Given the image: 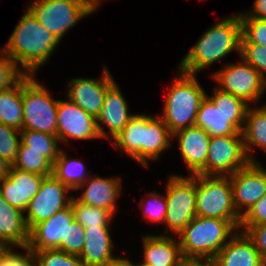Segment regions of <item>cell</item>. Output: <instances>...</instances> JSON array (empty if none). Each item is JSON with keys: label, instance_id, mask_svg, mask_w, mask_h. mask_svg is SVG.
Listing matches in <instances>:
<instances>
[{"label": "cell", "instance_id": "1", "mask_svg": "<svg viewBox=\"0 0 266 266\" xmlns=\"http://www.w3.org/2000/svg\"><path fill=\"white\" fill-rule=\"evenodd\" d=\"M60 39L44 28L27 9L5 43L3 50L20 63L25 75L34 76L36 70L51 57Z\"/></svg>", "mask_w": 266, "mask_h": 266}, {"label": "cell", "instance_id": "2", "mask_svg": "<svg viewBox=\"0 0 266 266\" xmlns=\"http://www.w3.org/2000/svg\"><path fill=\"white\" fill-rule=\"evenodd\" d=\"M242 23L239 14L226 17L209 28L180 62L181 72L197 75L233 50L240 54Z\"/></svg>", "mask_w": 266, "mask_h": 266}, {"label": "cell", "instance_id": "3", "mask_svg": "<svg viewBox=\"0 0 266 266\" xmlns=\"http://www.w3.org/2000/svg\"><path fill=\"white\" fill-rule=\"evenodd\" d=\"M241 220L194 217L179 233L184 259H213L239 231Z\"/></svg>", "mask_w": 266, "mask_h": 266}, {"label": "cell", "instance_id": "4", "mask_svg": "<svg viewBox=\"0 0 266 266\" xmlns=\"http://www.w3.org/2000/svg\"><path fill=\"white\" fill-rule=\"evenodd\" d=\"M206 94L196 75L178 71L165 98L163 115L159 116L172 135L195 125L200 104Z\"/></svg>", "mask_w": 266, "mask_h": 266}, {"label": "cell", "instance_id": "5", "mask_svg": "<svg viewBox=\"0 0 266 266\" xmlns=\"http://www.w3.org/2000/svg\"><path fill=\"white\" fill-rule=\"evenodd\" d=\"M101 0H34L28 10L36 20L60 40L78 21L91 15Z\"/></svg>", "mask_w": 266, "mask_h": 266}, {"label": "cell", "instance_id": "6", "mask_svg": "<svg viewBox=\"0 0 266 266\" xmlns=\"http://www.w3.org/2000/svg\"><path fill=\"white\" fill-rule=\"evenodd\" d=\"M59 100H54L47 88L34 76L22 77L23 130H35L57 135V109Z\"/></svg>", "mask_w": 266, "mask_h": 266}, {"label": "cell", "instance_id": "7", "mask_svg": "<svg viewBox=\"0 0 266 266\" xmlns=\"http://www.w3.org/2000/svg\"><path fill=\"white\" fill-rule=\"evenodd\" d=\"M196 216L241 220L234 207L228 176L196 175Z\"/></svg>", "mask_w": 266, "mask_h": 266}, {"label": "cell", "instance_id": "8", "mask_svg": "<svg viewBox=\"0 0 266 266\" xmlns=\"http://www.w3.org/2000/svg\"><path fill=\"white\" fill-rule=\"evenodd\" d=\"M168 179L164 223L177 236L196 217V175L174 174Z\"/></svg>", "mask_w": 266, "mask_h": 266}, {"label": "cell", "instance_id": "9", "mask_svg": "<svg viewBox=\"0 0 266 266\" xmlns=\"http://www.w3.org/2000/svg\"><path fill=\"white\" fill-rule=\"evenodd\" d=\"M248 159L242 135L211 137L203 176H229L245 167Z\"/></svg>", "mask_w": 266, "mask_h": 266}, {"label": "cell", "instance_id": "10", "mask_svg": "<svg viewBox=\"0 0 266 266\" xmlns=\"http://www.w3.org/2000/svg\"><path fill=\"white\" fill-rule=\"evenodd\" d=\"M241 59L242 62L228 63L211 76L219 83L216 87L221 91L240 97L248 104L258 102L265 94L266 82L253 66Z\"/></svg>", "mask_w": 266, "mask_h": 266}, {"label": "cell", "instance_id": "11", "mask_svg": "<svg viewBox=\"0 0 266 266\" xmlns=\"http://www.w3.org/2000/svg\"><path fill=\"white\" fill-rule=\"evenodd\" d=\"M71 190L54 175L45 176L38 193L30 200L27 206V215L24 216L29 231L38 223L47 220L57 212L71 204L73 196H67Z\"/></svg>", "mask_w": 266, "mask_h": 266}, {"label": "cell", "instance_id": "12", "mask_svg": "<svg viewBox=\"0 0 266 266\" xmlns=\"http://www.w3.org/2000/svg\"><path fill=\"white\" fill-rule=\"evenodd\" d=\"M228 177L234 207L242 217L266 193V169L258 161H250Z\"/></svg>", "mask_w": 266, "mask_h": 266}, {"label": "cell", "instance_id": "13", "mask_svg": "<svg viewBox=\"0 0 266 266\" xmlns=\"http://www.w3.org/2000/svg\"><path fill=\"white\" fill-rule=\"evenodd\" d=\"M57 135L59 142L64 143H69L68 137L76 140L100 138L96 118L84 112L68 98L58 102Z\"/></svg>", "mask_w": 266, "mask_h": 266}, {"label": "cell", "instance_id": "14", "mask_svg": "<svg viewBox=\"0 0 266 266\" xmlns=\"http://www.w3.org/2000/svg\"><path fill=\"white\" fill-rule=\"evenodd\" d=\"M103 70L100 79L78 77L67 82V98L95 118L101 112L106 90L115 82L106 66Z\"/></svg>", "mask_w": 266, "mask_h": 266}, {"label": "cell", "instance_id": "15", "mask_svg": "<svg viewBox=\"0 0 266 266\" xmlns=\"http://www.w3.org/2000/svg\"><path fill=\"white\" fill-rule=\"evenodd\" d=\"M74 220L71 205L57 212L45 221L36 224L29 231L28 247L32 251L58 249L66 243L67 226Z\"/></svg>", "mask_w": 266, "mask_h": 266}, {"label": "cell", "instance_id": "16", "mask_svg": "<svg viewBox=\"0 0 266 266\" xmlns=\"http://www.w3.org/2000/svg\"><path fill=\"white\" fill-rule=\"evenodd\" d=\"M246 113H224L207 97L202 100L195 125L204 129L210 137L242 135Z\"/></svg>", "mask_w": 266, "mask_h": 266}, {"label": "cell", "instance_id": "17", "mask_svg": "<svg viewBox=\"0 0 266 266\" xmlns=\"http://www.w3.org/2000/svg\"><path fill=\"white\" fill-rule=\"evenodd\" d=\"M44 177L11 166L8 175L0 181V193L9 205L24 212L30 200L38 193Z\"/></svg>", "mask_w": 266, "mask_h": 266}, {"label": "cell", "instance_id": "18", "mask_svg": "<svg viewBox=\"0 0 266 266\" xmlns=\"http://www.w3.org/2000/svg\"><path fill=\"white\" fill-rule=\"evenodd\" d=\"M133 116L134 114H129L127 101L116 82H114L106 90L104 104L96 118L100 138L107 137L106 139H109L108 133L104 131L100 124L101 122L108 126L110 138L114 140Z\"/></svg>", "mask_w": 266, "mask_h": 266}, {"label": "cell", "instance_id": "19", "mask_svg": "<svg viewBox=\"0 0 266 266\" xmlns=\"http://www.w3.org/2000/svg\"><path fill=\"white\" fill-rule=\"evenodd\" d=\"M176 137L190 176L199 174L206 166L210 135L194 125L172 135L173 139Z\"/></svg>", "mask_w": 266, "mask_h": 266}, {"label": "cell", "instance_id": "20", "mask_svg": "<svg viewBox=\"0 0 266 266\" xmlns=\"http://www.w3.org/2000/svg\"><path fill=\"white\" fill-rule=\"evenodd\" d=\"M90 178L75 190H84L76 199L83 204L106 209L114 216L118 211L116 201L122 190L121 178H102L94 175Z\"/></svg>", "mask_w": 266, "mask_h": 266}, {"label": "cell", "instance_id": "21", "mask_svg": "<svg viewBox=\"0 0 266 266\" xmlns=\"http://www.w3.org/2000/svg\"><path fill=\"white\" fill-rule=\"evenodd\" d=\"M239 231L213 258L216 266H266L252 239Z\"/></svg>", "mask_w": 266, "mask_h": 266}, {"label": "cell", "instance_id": "22", "mask_svg": "<svg viewBox=\"0 0 266 266\" xmlns=\"http://www.w3.org/2000/svg\"><path fill=\"white\" fill-rule=\"evenodd\" d=\"M164 235L143 236L144 261L153 266H181L183 256L179 240L177 242L169 234L168 229ZM171 236V237H170Z\"/></svg>", "mask_w": 266, "mask_h": 266}, {"label": "cell", "instance_id": "23", "mask_svg": "<svg viewBox=\"0 0 266 266\" xmlns=\"http://www.w3.org/2000/svg\"><path fill=\"white\" fill-rule=\"evenodd\" d=\"M79 258L84 266H100L117 259L112 254L113 241L108 227H87Z\"/></svg>", "mask_w": 266, "mask_h": 266}, {"label": "cell", "instance_id": "24", "mask_svg": "<svg viewBox=\"0 0 266 266\" xmlns=\"http://www.w3.org/2000/svg\"><path fill=\"white\" fill-rule=\"evenodd\" d=\"M0 241L7 247L28 245L29 229L27 228L24 212L9 205L0 193Z\"/></svg>", "mask_w": 266, "mask_h": 266}, {"label": "cell", "instance_id": "25", "mask_svg": "<svg viewBox=\"0 0 266 266\" xmlns=\"http://www.w3.org/2000/svg\"><path fill=\"white\" fill-rule=\"evenodd\" d=\"M171 137L172 134L159 116L152 117L144 113L142 166L148 167L149 160L158 159L172 145Z\"/></svg>", "mask_w": 266, "mask_h": 266}, {"label": "cell", "instance_id": "26", "mask_svg": "<svg viewBox=\"0 0 266 266\" xmlns=\"http://www.w3.org/2000/svg\"><path fill=\"white\" fill-rule=\"evenodd\" d=\"M241 133L248 159L256 161L251 152L254 146L266 152V105L260 108L249 106Z\"/></svg>", "mask_w": 266, "mask_h": 266}, {"label": "cell", "instance_id": "27", "mask_svg": "<svg viewBox=\"0 0 266 266\" xmlns=\"http://www.w3.org/2000/svg\"><path fill=\"white\" fill-rule=\"evenodd\" d=\"M144 114H134L123 130L112 140L116 149L126 152L138 164L142 165V136Z\"/></svg>", "mask_w": 266, "mask_h": 266}, {"label": "cell", "instance_id": "28", "mask_svg": "<svg viewBox=\"0 0 266 266\" xmlns=\"http://www.w3.org/2000/svg\"><path fill=\"white\" fill-rule=\"evenodd\" d=\"M22 78L12 87L0 92V123L23 130Z\"/></svg>", "mask_w": 266, "mask_h": 266}, {"label": "cell", "instance_id": "29", "mask_svg": "<svg viewBox=\"0 0 266 266\" xmlns=\"http://www.w3.org/2000/svg\"><path fill=\"white\" fill-rule=\"evenodd\" d=\"M18 151L44 152V156L54 164L61 149L58 145V135H52L35 130H21Z\"/></svg>", "mask_w": 266, "mask_h": 266}, {"label": "cell", "instance_id": "30", "mask_svg": "<svg viewBox=\"0 0 266 266\" xmlns=\"http://www.w3.org/2000/svg\"><path fill=\"white\" fill-rule=\"evenodd\" d=\"M66 154L61 149L53 164L52 175L73 191L82 185L90 176L86 173L85 166L81 161L73 158L68 159Z\"/></svg>", "mask_w": 266, "mask_h": 266}, {"label": "cell", "instance_id": "31", "mask_svg": "<svg viewBox=\"0 0 266 266\" xmlns=\"http://www.w3.org/2000/svg\"><path fill=\"white\" fill-rule=\"evenodd\" d=\"M71 208L74 219L84 228L87 227H109L114 217L108 210L92 207L79 202L76 197H72Z\"/></svg>", "mask_w": 266, "mask_h": 266}, {"label": "cell", "instance_id": "32", "mask_svg": "<svg viewBox=\"0 0 266 266\" xmlns=\"http://www.w3.org/2000/svg\"><path fill=\"white\" fill-rule=\"evenodd\" d=\"M12 167L41 176H49L53 171V164L44 156V152L35 151H18Z\"/></svg>", "mask_w": 266, "mask_h": 266}, {"label": "cell", "instance_id": "33", "mask_svg": "<svg viewBox=\"0 0 266 266\" xmlns=\"http://www.w3.org/2000/svg\"><path fill=\"white\" fill-rule=\"evenodd\" d=\"M34 266H84L77 255L59 249L32 251Z\"/></svg>", "mask_w": 266, "mask_h": 266}, {"label": "cell", "instance_id": "34", "mask_svg": "<svg viewBox=\"0 0 266 266\" xmlns=\"http://www.w3.org/2000/svg\"><path fill=\"white\" fill-rule=\"evenodd\" d=\"M18 136L21 137L19 130L0 123V156L11 165L17 158L18 147L21 142Z\"/></svg>", "mask_w": 266, "mask_h": 266}, {"label": "cell", "instance_id": "35", "mask_svg": "<svg viewBox=\"0 0 266 266\" xmlns=\"http://www.w3.org/2000/svg\"><path fill=\"white\" fill-rule=\"evenodd\" d=\"M242 23L241 43L266 47V19L240 18Z\"/></svg>", "mask_w": 266, "mask_h": 266}, {"label": "cell", "instance_id": "36", "mask_svg": "<svg viewBox=\"0 0 266 266\" xmlns=\"http://www.w3.org/2000/svg\"><path fill=\"white\" fill-rule=\"evenodd\" d=\"M214 95L206 96L214 103L217 109L224 113H246L250 104L244 99L214 88Z\"/></svg>", "mask_w": 266, "mask_h": 266}, {"label": "cell", "instance_id": "37", "mask_svg": "<svg viewBox=\"0 0 266 266\" xmlns=\"http://www.w3.org/2000/svg\"><path fill=\"white\" fill-rule=\"evenodd\" d=\"M25 74L16 62L0 49V92L14 86Z\"/></svg>", "mask_w": 266, "mask_h": 266}, {"label": "cell", "instance_id": "38", "mask_svg": "<svg viewBox=\"0 0 266 266\" xmlns=\"http://www.w3.org/2000/svg\"><path fill=\"white\" fill-rule=\"evenodd\" d=\"M145 201H140L139 205L144 212L145 217L148 222H162L164 223L166 211H167V202L165 195L157 194L156 191L149 193V198ZM145 202V203H144Z\"/></svg>", "mask_w": 266, "mask_h": 266}, {"label": "cell", "instance_id": "39", "mask_svg": "<svg viewBox=\"0 0 266 266\" xmlns=\"http://www.w3.org/2000/svg\"><path fill=\"white\" fill-rule=\"evenodd\" d=\"M240 55L260 73L266 82V47L252 43H241Z\"/></svg>", "mask_w": 266, "mask_h": 266}, {"label": "cell", "instance_id": "40", "mask_svg": "<svg viewBox=\"0 0 266 266\" xmlns=\"http://www.w3.org/2000/svg\"><path fill=\"white\" fill-rule=\"evenodd\" d=\"M85 243V230L75 219L67 226L66 243L58 248L68 254L80 256Z\"/></svg>", "mask_w": 266, "mask_h": 266}, {"label": "cell", "instance_id": "41", "mask_svg": "<svg viewBox=\"0 0 266 266\" xmlns=\"http://www.w3.org/2000/svg\"><path fill=\"white\" fill-rule=\"evenodd\" d=\"M25 254L8 247L0 257V266H34L33 252L28 246L22 247Z\"/></svg>", "mask_w": 266, "mask_h": 266}, {"label": "cell", "instance_id": "42", "mask_svg": "<svg viewBox=\"0 0 266 266\" xmlns=\"http://www.w3.org/2000/svg\"><path fill=\"white\" fill-rule=\"evenodd\" d=\"M266 223V193L241 217L239 226H257Z\"/></svg>", "mask_w": 266, "mask_h": 266}, {"label": "cell", "instance_id": "43", "mask_svg": "<svg viewBox=\"0 0 266 266\" xmlns=\"http://www.w3.org/2000/svg\"><path fill=\"white\" fill-rule=\"evenodd\" d=\"M239 230L246 232L252 239L262 259L266 262V223L257 226H239Z\"/></svg>", "mask_w": 266, "mask_h": 266}, {"label": "cell", "instance_id": "44", "mask_svg": "<svg viewBox=\"0 0 266 266\" xmlns=\"http://www.w3.org/2000/svg\"><path fill=\"white\" fill-rule=\"evenodd\" d=\"M253 11L239 13L240 18H259L266 19V0H255Z\"/></svg>", "mask_w": 266, "mask_h": 266}, {"label": "cell", "instance_id": "45", "mask_svg": "<svg viewBox=\"0 0 266 266\" xmlns=\"http://www.w3.org/2000/svg\"><path fill=\"white\" fill-rule=\"evenodd\" d=\"M181 266H216L213 259H183Z\"/></svg>", "mask_w": 266, "mask_h": 266}, {"label": "cell", "instance_id": "46", "mask_svg": "<svg viewBox=\"0 0 266 266\" xmlns=\"http://www.w3.org/2000/svg\"><path fill=\"white\" fill-rule=\"evenodd\" d=\"M11 166L8 161L0 156V181L8 175Z\"/></svg>", "mask_w": 266, "mask_h": 266}, {"label": "cell", "instance_id": "47", "mask_svg": "<svg viewBox=\"0 0 266 266\" xmlns=\"http://www.w3.org/2000/svg\"><path fill=\"white\" fill-rule=\"evenodd\" d=\"M100 266H134V263L127 258H118L112 262L100 265Z\"/></svg>", "mask_w": 266, "mask_h": 266}, {"label": "cell", "instance_id": "48", "mask_svg": "<svg viewBox=\"0 0 266 266\" xmlns=\"http://www.w3.org/2000/svg\"><path fill=\"white\" fill-rule=\"evenodd\" d=\"M7 248L8 247L2 241H0V257Z\"/></svg>", "mask_w": 266, "mask_h": 266}, {"label": "cell", "instance_id": "49", "mask_svg": "<svg viewBox=\"0 0 266 266\" xmlns=\"http://www.w3.org/2000/svg\"><path fill=\"white\" fill-rule=\"evenodd\" d=\"M134 266H153V265H151V264H149V263H146V262H141V263H139V264H134Z\"/></svg>", "mask_w": 266, "mask_h": 266}]
</instances>
